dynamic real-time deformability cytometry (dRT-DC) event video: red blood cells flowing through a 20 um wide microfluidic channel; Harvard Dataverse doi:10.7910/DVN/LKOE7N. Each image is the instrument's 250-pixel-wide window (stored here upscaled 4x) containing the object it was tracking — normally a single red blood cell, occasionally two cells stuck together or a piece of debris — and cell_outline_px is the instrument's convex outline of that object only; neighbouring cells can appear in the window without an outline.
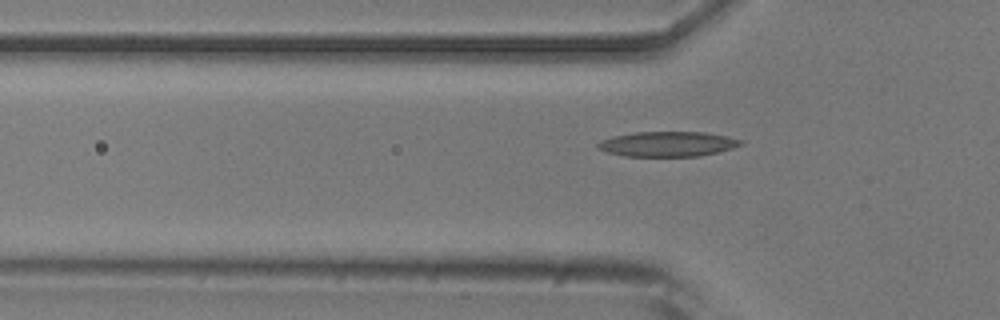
{"species": "common noctule bat (a hibernating species)", "species_latin": "Nyctalus noctula", "temperature_condition": "room temperature", "stored_images_in_passage": 5, "camera_frame_rate_fps": 3000, "um_per_image_px": 0.085, "animal": {"sex": "male", "body_mass_g": 20.5, "forearm_length_mm": 52.5}, "frame": {"image": 1, "passage_image": 5, "time_ms": 5.333, "image_size_px": [1000, 320], "cell_outline_px": [[744, 144], [732, 148], [700, 156], [624, 156], [608, 152], [596, 148], [596, 144], [600, 140], [612, 136], [632, 132], [704, 132], [728, 136], [744, 140]], "centroid_in_image_um": [56.74, 12.23], "position_along_channel_um": 69.1, "area_um2": 20.98}}